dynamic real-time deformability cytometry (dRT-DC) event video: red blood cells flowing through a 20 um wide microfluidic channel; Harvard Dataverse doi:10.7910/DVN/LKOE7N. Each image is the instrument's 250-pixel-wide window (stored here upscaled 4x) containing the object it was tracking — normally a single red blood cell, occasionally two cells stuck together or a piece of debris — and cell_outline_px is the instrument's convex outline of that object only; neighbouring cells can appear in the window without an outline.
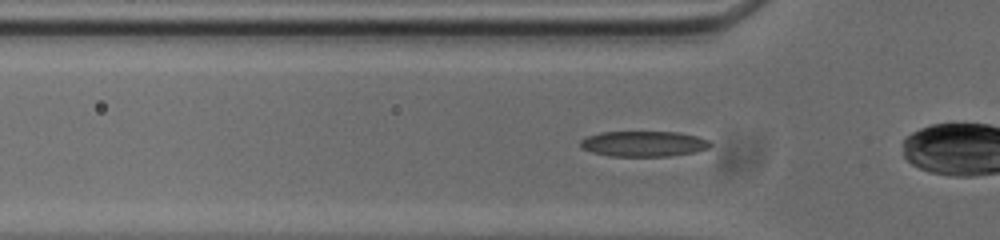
{"species": "common noctule bat (a hibernating species)", "species_latin": "Nyctalus noctula", "temperature_condition": "cold", "stored_images_in_passage": 34, "camera_frame_rate_fps": 3000, "um_per_image_px": 0.085, "animal": {"sex": "male", "body_mass_g": 20.0, "forearm_length_mm": 53.3}, "frame": {"image": 1, "passage_image": 9, "time_ms": 2.667, "image_size_px": [1000, 240], "cell_outline_px": [[712, 144], [708, 148], [696, 152], [668, 156], [608, 156], [592, 152], [580, 148], [580, 140], [588, 136], [600, 132], [676, 132], [696, 136], [708, 140]], "centroid_in_image_um": [54.68, 12.23], "position_along_channel_um": 71.1, "area_um2": 19.31}}
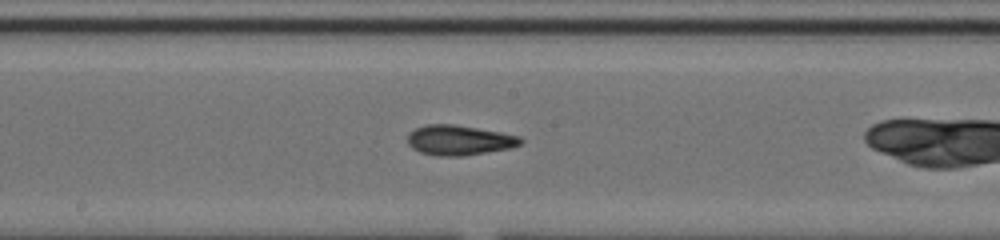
{"frame": {"image": 2, "passage_image": 20, "time_ms": 6.333, "image_size_px": [1000, 240], "cell_outline_px": [[524, 140], [520, 144], [512, 148], [464, 156], [436, 156], [420, 152], [412, 148], [408, 144], [408, 132], [416, 128], [428, 124], [456, 124], [500, 132], [520, 136]], "centroid_in_image_um": [39.03, 11.92], "position_along_channel_um": 209.2, "area_um2": 19.94}}
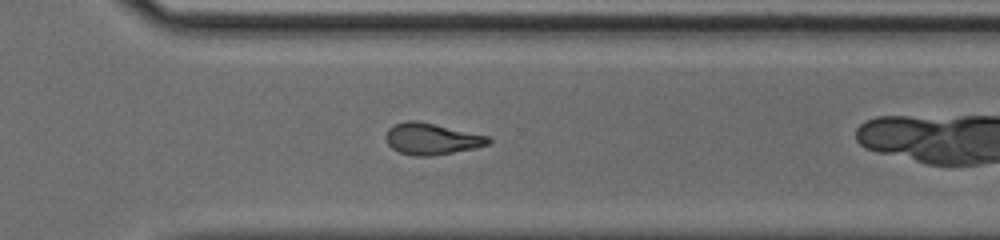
{"frame": {"image": 3, "passage_image": 30, "time_ms": 9.667, "image_size_px": [1000, 240], "cell_outline_px": [[492, 140], [488, 144], [476, 148], [428, 156], [412, 156], [400, 152], [392, 148], [388, 144], [384, 136], [388, 128], [404, 120], [420, 120], [488, 136]], "centroid_in_image_um": [36.66, 11.79], "position_along_channel_um": 333.9, "area_um2": 18.9}}